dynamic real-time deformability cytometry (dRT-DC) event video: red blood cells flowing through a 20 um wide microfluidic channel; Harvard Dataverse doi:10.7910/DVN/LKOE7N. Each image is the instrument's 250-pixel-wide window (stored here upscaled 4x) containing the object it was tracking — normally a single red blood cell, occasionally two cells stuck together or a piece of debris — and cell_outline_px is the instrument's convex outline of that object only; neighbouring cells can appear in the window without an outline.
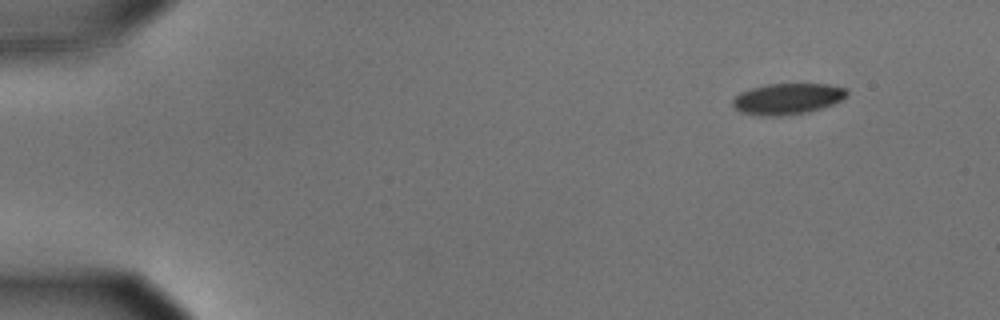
{"species": "common noctule bat (a hibernating species)", "species_latin": "Nyctalus noctula", "temperature_condition": "cold", "stored_images_in_passage": 52, "camera_frame_rate_fps": 3000, "um_per_image_px": 0.085, "animal": {"sex": "male", "body_mass_g": 15.6}, "frame": {"image": 1, "passage_image": 1, "time_ms": 0.0, "image_size_px": [1000, 320], "cell_outline_px": [[848, 96], [832, 104], [808, 112], [780, 116], [760, 116], [740, 112], [732, 104], [732, 100], [740, 92], [752, 88], [768, 84], [828, 84], [844, 88], [848, 92]], "centroid_in_image_um": [66.92, 8.4], "position_along_channel_um": 18.1, "area_um2": 20.58}}
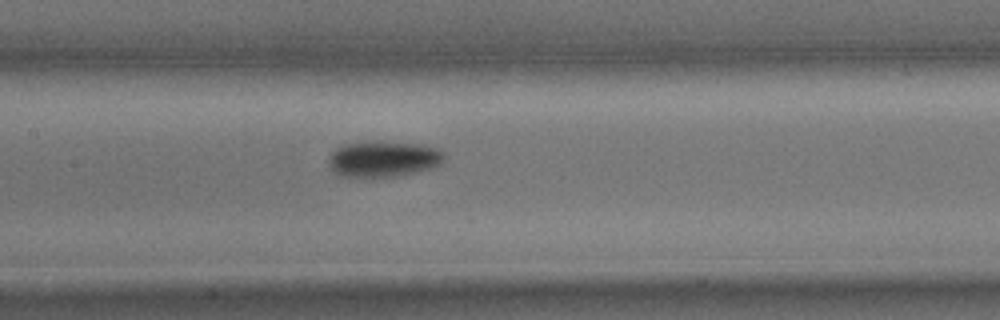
{"frame": {"image": 2, "passage_image": 23, "time_ms": 7.333, "image_size_px": [1000, 320], "cell_outline_px": [[444, 160], [440, 164], [432, 168], [416, 172], [396, 176], [336, 176], [328, 164], [328, 156], [340, 144], [420, 144], [436, 148], [444, 152]], "centroid_in_image_um": [32.57, 13.55], "position_along_channel_um": 174.8, "area_um2": 23.41}}
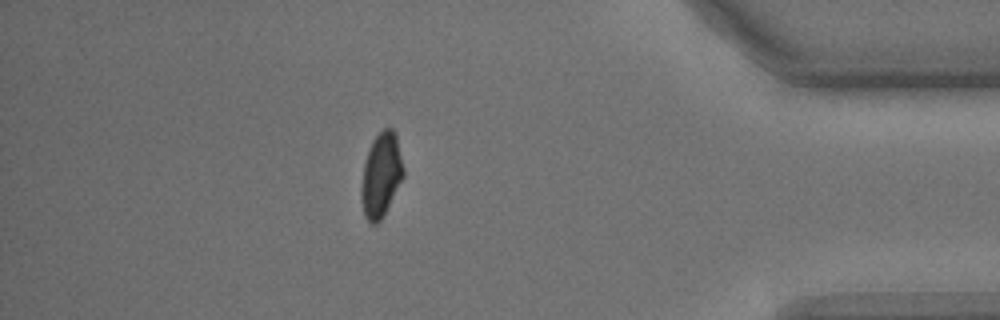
{"frame": {"image": 3, "passage_image": 45, "time_ms": 14.667, "image_size_px": [1000, 320], "cell_outline_px": [[404, 176], [380, 220], [376, 224], [372, 224], [364, 216], [360, 200], [360, 188], [364, 164], [368, 148], [372, 140], [384, 128], [392, 128], [396, 136], [404, 168]], "centroid_in_image_um": [32.37, 14.87], "position_along_channel_um": 402.8, "area_um2": 20.58}, "authors_computed_cell_mechanics": {"area_um2": 22.1952, "velocity_mm_per_s": 3.5839, "shape_relaxation_time_tau1_ms": 3.3091, "shape_relaxation_time_tau2_ms": null, "deformation_change_tau1": 0.1239, "deformation_change_tau2": null}}